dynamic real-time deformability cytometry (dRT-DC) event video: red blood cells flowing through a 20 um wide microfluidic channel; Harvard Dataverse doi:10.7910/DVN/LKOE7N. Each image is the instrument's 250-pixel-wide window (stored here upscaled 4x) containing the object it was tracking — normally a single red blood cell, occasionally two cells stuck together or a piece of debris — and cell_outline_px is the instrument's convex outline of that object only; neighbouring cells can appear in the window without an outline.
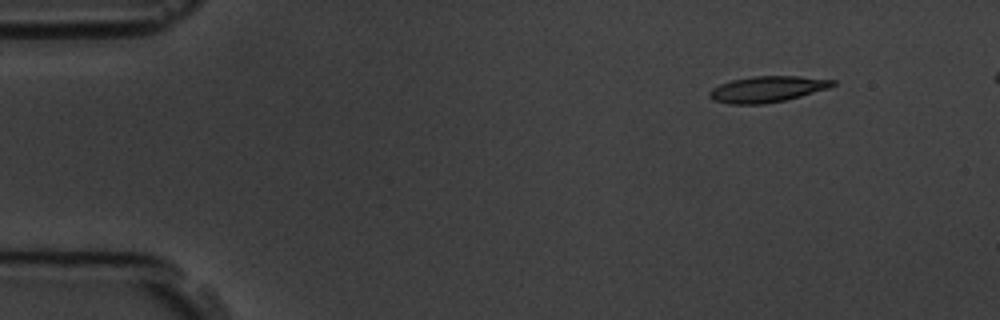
{"species": "common noctule bat (a hibernating species)", "species_latin": "Nyctalus noctula", "temperature_condition": "room temperature", "stored_images_in_passage": 5, "camera_frame_rate_fps": 3000, "um_per_image_px": 0.085, "animal": {"sex": "male", "body_mass_g": 19.5, "forearm_length_mm": 54.6}, "frame": {"image": 1, "passage_image": 1, "time_ms": 0.0, "image_size_px": [1000, 320], "cell_outline_px": [[836, 84], [828, 88], [800, 96], [784, 100], [764, 104], [728, 104], [712, 100], [708, 96], [708, 92], [712, 88], [720, 84], [732, 80], [752, 76], [800, 76], [836, 80]], "centroid_in_image_um": [65.18, 7.58], "position_along_channel_um": 19.8, "area_um2": 18.73}}